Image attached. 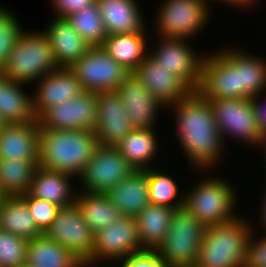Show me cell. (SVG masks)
Instances as JSON below:
<instances>
[{"label": "cell", "instance_id": "1", "mask_svg": "<svg viewBox=\"0 0 266 267\" xmlns=\"http://www.w3.org/2000/svg\"><path fill=\"white\" fill-rule=\"evenodd\" d=\"M176 113L177 140L194 168L211 171L222 159L225 146L214 120L209 101L198 91H191L185 98L169 105ZM224 145V146H223Z\"/></svg>", "mask_w": 266, "mask_h": 267}, {"label": "cell", "instance_id": "2", "mask_svg": "<svg viewBox=\"0 0 266 267\" xmlns=\"http://www.w3.org/2000/svg\"><path fill=\"white\" fill-rule=\"evenodd\" d=\"M97 146L94 130L40 129L38 164L78 178Z\"/></svg>", "mask_w": 266, "mask_h": 267}, {"label": "cell", "instance_id": "3", "mask_svg": "<svg viewBox=\"0 0 266 267\" xmlns=\"http://www.w3.org/2000/svg\"><path fill=\"white\" fill-rule=\"evenodd\" d=\"M241 217V218H240ZM244 216L206 227L197 267H244L247 245L255 227Z\"/></svg>", "mask_w": 266, "mask_h": 267}, {"label": "cell", "instance_id": "4", "mask_svg": "<svg viewBox=\"0 0 266 267\" xmlns=\"http://www.w3.org/2000/svg\"><path fill=\"white\" fill-rule=\"evenodd\" d=\"M60 68L42 31H24L0 74L25 85L33 84L34 81Z\"/></svg>", "mask_w": 266, "mask_h": 267}, {"label": "cell", "instance_id": "5", "mask_svg": "<svg viewBox=\"0 0 266 267\" xmlns=\"http://www.w3.org/2000/svg\"><path fill=\"white\" fill-rule=\"evenodd\" d=\"M184 193V208L206 227L235 220L237 193L230 181L215 176L204 177ZM202 180V181H201Z\"/></svg>", "mask_w": 266, "mask_h": 267}, {"label": "cell", "instance_id": "6", "mask_svg": "<svg viewBox=\"0 0 266 267\" xmlns=\"http://www.w3.org/2000/svg\"><path fill=\"white\" fill-rule=\"evenodd\" d=\"M205 230L206 226L186 208H178L168 234L155 251L170 267L195 265Z\"/></svg>", "mask_w": 266, "mask_h": 267}, {"label": "cell", "instance_id": "7", "mask_svg": "<svg viewBox=\"0 0 266 267\" xmlns=\"http://www.w3.org/2000/svg\"><path fill=\"white\" fill-rule=\"evenodd\" d=\"M161 3L154 27L158 37L189 39L210 21L208 0H164Z\"/></svg>", "mask_w": 266, "mask_h": 267}, {"label": "cell", "instance_id": "8", "mask_svg": "<svg viewBox=\"0 0 266 267\" xmlns=\"http://www.w3.org/2000/svg\"><path fill=\"white\" fill-rule=\"evenodd\" d=\"M213 109L218 131L226 143L228 138L261 147L265 137L256 120L251 98L207 99Z\"/></svg>", "mask_w": 266, "mask_h": 267}, {"label": "cell", "instance_id": "9", "mask_svg": "<svg viewBox=\"0 0 266 267\" xmlns=\"http://www.w3.org/2000/svg\"><path fill=\"white\" fill-rule=\"evenodd\" d=\"M68 68L82 89L91 92L115 91L132 73L110 57L101 46H91Z\"/></svg>", "mask_w": 266, "mask_h": 267}, {"label": "cell", "instance_id": "10", "mask_svg": "<svg viewBox=\"0 0 266 267\" xmlns=\"http://www.w3.org/2000/svg\"><path fill=\"white\" fill-rule=\"evenodd\" d=\"M134 171L116 147L98 145L77 180L84 192L107 193Z\"/></svg>", "mask_w": 266, "mask_h": 267}, {"label": "cell", "instance_id": "11", "mask_svg": "<svg viewBox=\"0 0 266 267\" xmlns=\"http://www.w3.org/2000/svg\"><path fill=\"white\" fill-rule=\"evenodd\" d=\"M143 250L137 229L136 218L123 216L108 227L97 231L94 236V247L90 256V266L98 262L119 263L124 257Z\"/></svg>", "mask_w": 266, "mask_h": 267}, {"label": "cell", "instance_id": "12", "mask_svg": "<svg viewBox=\"0 0 266 267\" xmlns=\"http://www.w3.org/2000/svg\"><path fill=\"white\" fill-rule=\"evenodd\" d=\"M159 41V42H158ZM158 45L148 55L160 66L179 77L192 91L199 88L201 82V63L203 55H197L189 39L159 37Z\"/></svg>", "mask_w": 266, "mask_h": 267}, {"label": "cell", "instance_id": "13", "mask_svg": "<svg viewBox=\"0 0 266 267\" xmlns=\"http://www.w3.org/2000/svg\"><path fill=\"white\" fill-rule=\"evenodd\" d=\"M43 234L73 252L86 267H90L95 233L84 221L75 203L60 207L56 218Z\"/></svg>", "mask_w": 266, "mask_h": 267}, {"label": "cell", "instance_id": "14", "mask_svg": "<svg viewBox=\"0 0 266 267\" xmlns=\"http://www.w3.org/2000/svg\"><path fill=\"white\" fill-rule=\"evenodd\" d=\"M37 119L40 129L94 130L97 124V92L84 90L69 101L46 109Z\"/></svg>", "mask_w": 266, "mask_h": 267}, {"label": "cell", "instance_id": "15", "mask_svg": "<svg viewBox=\"0 0 266 267\" xmlns=\"http://www.w3.org/2000/svg\"><path fill=\"white\" fill-rule=\"evenodd\" d=\"M197 90L206 99H240L239 66L223 50L204 53Z\"/></svg>", "mask_w": 266, "mask_h": 267}, {"label": "cell", "instance_id": "16", "mask_svg": "<svg viewBox=\"0 0 266 267\" xmlns=\"http://www.w3.org/2000/svg\"><path fill=\"white\" fill-rule=\"evenodd\" d=\"M133 130L118 92H97V124L94 133L98 145L116 147Z\"/></svg>", "mask_w": 266, "mask_h": 267}, {"label": "cell", "instance_id": "17", "mask_svg": "<svg viewBox=\"0 0 266 267\" xmlns=\"http://www.w3.org/2000/svg\"><path fill=\"white\" fill-rule=\"evenodd\" d=\"M134 129H154L156 115L165 108L132 72L116 90Z\"/></svg>", "mask_w": 266, "mask_h": 267}, {"label": "cell", "instance_id": "18", "mask_svg": "<svg viewBox=\"0 0 266 267\" xmlns=\"http://www.w3.org/2000/svg\"><path fill=\"white\" fill-rule=\"evenodd\" d=\"M133 73L165 108L192 91L179 77L157 64L149 55Z\"/></svg>", "mask_w": 266, "mask_h": 267}, {"label": "cell", "instance_id": "19", "mask_svg": "<svg viewBox=\"0 0 266 267\" xmlns=\"http://www.w3.org/2000/svg\"><path fill=\"white\" fill-rule=\"evenodd\" d=\"M32 94V108L38 118L46 109L65 103L84 91L68 67H61L38 79Z\"/></svg>", "mask_w": 266, "mask_h": 267}, {"label": "cell", "instance_id": "20", "mask_svg": "<svg viewBox=\"0 0 266 267\" xmlns=\"http://www.w3.org/2000/svg\"><path fill=\"white\" fill-rule=\"evenodd\" d=\"M38 119L7 123L0 131V159L38 161Z\"/></svg>", "mask_w": 266, "mask_h": 267}, {"label": "cell", "instance_id": "21", "mask_svg": "<svg viewBox=\"0 0 266 267\" xmlns=\"http://www.w3.org/2000/svg\"><path fill=\"white\" fill-rule=\"evenodd\" d=\"M42 33L50 43L60 67H69L91 47L64 18L54 17Z\"/></svg>", "mask_w": 266, "mask_h": 267}, {"label": "cell", "instance_id": "22", "mask_svg": "<svg viewBox=\"0 0 266 267\" xmlns=\"http://www.w3.org/2000/svg\"><path fill=\"white\" fill-rule=\"evenodd\" d=\"M73 178L77 179L68 173L43 169L38 166L27 194L54 203L59 207L70 206L74 204L76 196V192L72 190L74 188Z\"/></svg>", "mask_w": 266, "mask_h": 267}, {"label": "cell", "instance_id": "23", "mask_svg": "<svg viewBox=\"0 0 266 267\" xmlns=\"http://www.w3.org/2000/svg\"><path fill=\"white\" fill-rule=\"evenodd\" d=\"M108 35L142 32L143 13L136 0H96Z\"/></svg>", "mask_w": 266, "mask_h": 267}, {"label": "cell", "instance_id": "24", "mask_svg": "<svg viewBox=\"0 0 266 267\" xmlns=\"http://www.w3.org/2000/svg\"><path fill=\"white\" fill-rule=\"evenodd\" d=\"M146 170H135L106 194L124 215L136 217L149 203Z\"/></svg>", "mask_w": 266, "mask_h": 267}, {"label": "cell", "instance_id": "25", "mask_svg": "<svg viewBox=\"0 0 266 267\" xmlns=\"http://www.w3.org/2000/svg\"><path fill=\"white\" fill-rule=\"evenodd\" d=\"M27 267H86L73 252L44 234L27 243Z\"/></svg>", "mask_w": 266, "mask_h": 267}, {"label": "cell", "instance_id": "26", "mask_svg": "<svg viewBox=\"0 0 266 267\" xmlns=\"http://www.w3.org/2000/svg\"><path fill=\"white\" fill-rule=\"evenodd\" d=\"M146 30L147 28L142 32L107 35L101 47L110 57L133 72L148 55L149 36Z\"/></svg>", "mask_w": 266, "mask_h": 267}, {"label": "cell", "instance_id": "27", "mask_svg": "<svg viewBox=\"0 0 266 267\" xmlns=\"http://www.w3.org/2000/svg\"><path fill=\"white\" fill-rule=\"evenodd\" d=\"M0 229L28 241L43 235L21 195L3 196L0 200Z\"/></svg>", "mask_w": 266, "mask_h": 267}, {"label": "cell", "instance_id": "28", "mask_svg": "<svg viewBox=\"0 0 266 267\" xmlns=\"http://www.w3.org/2000/svg\"><path fill=\"white\" fill-rule=\"evenodd\" d=\"M222 50L239 66L240 99L266 92V60L238 48Z\"/></svg>", "mask_w": 266, "mask_h": 267}, {"label": "cell", "instance_id": "29", "mask_svg": "<svg viewBox=\"0 0 266 267\" xmlns=\"http://www.w3.org/2000/svg\"><path fill=\"white\" fill-rule=\"evenodd\" d=\"M24 84L0 74V114L7 123L35 121L32 97L25 93Z\"/></svg>", "mask_w": 266, "mask_h": 267}, {"label": "cell", "instance_id": "30", "mask_svg": "<svg viewBox=\"0 0 266 267\" xmlns=\"http://www.w3.org/2000/svg\"><path fill=\"white\" fill-rule=\"evenodd\" d=\"M76 191L75 205L82 218L96 233L124 215L114 206L106 193Z\"/></svg>", "mask_w": 266, "mask_h": 267}, {"label": "cell", "instance_id": "31", "mask_svg": "<svg viewBox=\"0 0 266 267\" xmlns=\"http://www.w3.org/2000/svg\"><path fill=\"white\" fill-rule=\"evenodd\" d=\"M176 210L149 203L135 218L138 236L143 249H156L169 232Z\"/></svg>", "mask_w": 266, "mask_h": 267}, {"label": "cell", "instance_id": "32", "mask_svg": "<svg viewBox=\"0 0 266 267\" xmlns=\"http://www.w3.org/2000/svg\"><path fill=\"white\" fill-rule=\"evenodd\" d=\"M155 133L154 129H134L116 146L135 170H146L152 167L148 164L154 161L159 149L158 137Z\"/></svg>", "mask_w": 266, "mask_h": 267}, {"label": "cell", "instance_id": "33", "mask_svg": "<svg viewBox=\"0 0 266 267\" xmlns=\"http://www.w3.org/2000/svg\"><path fill=\"white\" fill-rule=\"evenodd\" d=\"M38 166V161L0 159V192L2 195L26 194Z\"/></svg>", "mask_w": 266, "mask_h": 267}, {"label": "cell", "instance_id": "34", "mask_svg": "<svg viewBox=\"0 0 266 267\" xmlns=\"http://www.w3.org/2000/svg\"><path fill=\"white\" fill-rule=\"evenodd\" d=\"M155 168L146 169L150 203L175 210L184 207V193L180 192L182 196L178 194L180 190L176 180H173L166 170Z\"/></svg>", "mask_w": 266, "mask_h": 267}, {"label": "cell", "instance_id": "35", "mask_svg": "<svg viewBox=\"0 0 266 267\" xmlns=\"http://www.w3.org/2000/svg\"><path fill=\"white\" fill-rule=\"evenodd\" d=\"M66 20L90 46H101L108 35L96 2L73 13Z\"/></svg>", "mask_w": 266, "mask_h": 267}, {"label": "cell", "instance_id": "36", "mask_svg": "<svg viewBox=\"0 0 266 267\" xmlns=\"http://www.w3.org/2000/svg\"><path fill=\"white\" fill-rule=\"evenodd\" d=\"M21 25L11 10L8 11L7 7L0 5V70L6 64L19 37L26 31Z\"/></svg>", "mask_w": 266, "mask_h": 267}, {"label": "cell", "instance_id": "37", "mask_svg": "<svg viewBox=\"0 0 266 267\" xmlns=\"http://www.w3.org/2000/svg\"><path fill=\"white\" fill-rule=\"evenodd\" d=\"M28 240L0 229V267H23Z\"/></svg>", "mask_w": 266, "mask_h": 267}, {"label": "cell", "instance_id": "38", "mask_svg": "<svg viewBox=\"0 0 266 267\" xmlns=\"http://www.w3.org/2000/svg\"><path fill=\"white\" fill-rule=\"evenodd\" d=\"M21 196L26 200L28 209L34 217L35 223L44 233L56 218L60 207L54 203L31 197L27 193Z\"/></svg>", "mask_w": 266, "mask_h": 267}, {"label": "cell", "instance_id": "39", "mask_svg": "<svg viewBox=\"0 0 266 267\" xmlns=\"http://www.w3.org/2000/svg\"><path fill=\"white\" fill-rule=\"evenodd\" d=\"M119 267H170L155 251L143 249L124 257Z\"/></svg>", "mask_w": 266, "mask_h": 267}, {"label": "cell", "instance_id": "40", "mask_svg": "<svg viewBox=\"0 0 266 267\" xmlns=\"http://www.w3.org/2000/svg\"><path fill=\"white\" fill-rule=\"evenodd\" d=\"M254 229L247 245V255L244 267H266V236L255 238Z\"/></svg>", "mask_w": 266, "mask_h": 267}, {"label": "cell", "instance_id": "41", "mask_svg": "<svg viewBox=\"0 0 266 267\" xmlns=\"http://www.w3.org/2000/svg\"><path fill=\"white\" fill-rule=\"evenodd\" d=\"M52 8L55 11V15L58 18L66 19L68 16L83 10L85 7L90 6L96 2V0H51Z\"/></svg>", "mask_w": 266, "mask_h": 267}, {"label": "cell", "instance_id": "42", "mask_svg": "<svg viewBox=\"0 0 266 267\" xmlns=\"http://www.w3.org/2000/svg\"><path fill=\"white\" fill-rule=\"evenodd\" d=\"M261 95L263 94H258L257 96H254L251 99L258 126L261 130L262 135L266 137V102H264L263 100L260 101V98H262Z\"/></svg>", "mask_w": 266, "mask_h": 267}, {"label": "cell", "instance_id": "43", "mask_svg": "<svg viewBox=\"0 0 266 267\" xmlns=\"http://www.w3.org/2000/svg\"><path fill=\"white\" fill-rule=\"evenodd\" d=\"M209 1V0H208ZM215 1V0H213ZM216 1H220V0H216ZM223 1V2H222ZM220 3H226L227 5H234L235 8L238 7L240 9L241 8H245V7H251L252 5L254 6L255 4L259 3L258 0H221Z\"/></svg>", "mask_w": 266, "mask_h": 267}, {"label": "cell", "instance_id": "44", "mask_svg": "<svg viewBox=\"0 0 266 267\" xmlns=\"http://www.w3.org/2000/svg\"><path fill=\"white\" fill-rule=\"evenodd\" d=\"M266 193V192H265ZM264 196L265 197H263V198H265V200H263V203L261 204L262 205V209H261V211H260V217L259 218H261L260 220H262V221H260L261 223L263 222V224H261V226L263 225L264 226V229H266V195L264 194ZM262 213V214H261ZM266 231V230H265Z\"/></svg>", "mask_w": 266, "mask_h": 267}, {"label": "cell", "instance_id": "45", "mask_svg": "<svg viewBox=\"0 0 266 267\" xmlns=\"http://www.w3.org/2000/svg\"><path fill=\"white\" fill-rule=\"evenodd\" d=\"M7 122L3 119L2 115L0 114V131L4 128Z\"/></svg>", "mask_w": 266, "mask_h": 267}, {"label": "cell", "instance_id": "46", "mask_svg": "<svg viewBox=\"0 0 266 267\" xmlns=\"http://www.w3.org/2000/svg\"><path fill=\"white\" fill-rule=\"evenodd\" d=\"M262 147H263V148H262ZM261 148L264 149V150H262V151H264V153H265V155H266V137H265V139H264L263 144L261 145ZM265 159H266V156H265ZM265 161H266V160H265Z\"/></svg>", "mask_w": 266, "mask_h": 267}, {"label": "cell", "instance_id": "47", "mask_svg": "<svg viewBox=\"0 0 266 267\" xmlns=\"http://www.w3.org/2000/svg\"><path fill=\"white\" fill-rule=\"evenodd\" d=\"M180 267H197L196 265H190V266H180Z\"/></svg>", "mask_w": 266, "mask_h": 267}]
</instances>
